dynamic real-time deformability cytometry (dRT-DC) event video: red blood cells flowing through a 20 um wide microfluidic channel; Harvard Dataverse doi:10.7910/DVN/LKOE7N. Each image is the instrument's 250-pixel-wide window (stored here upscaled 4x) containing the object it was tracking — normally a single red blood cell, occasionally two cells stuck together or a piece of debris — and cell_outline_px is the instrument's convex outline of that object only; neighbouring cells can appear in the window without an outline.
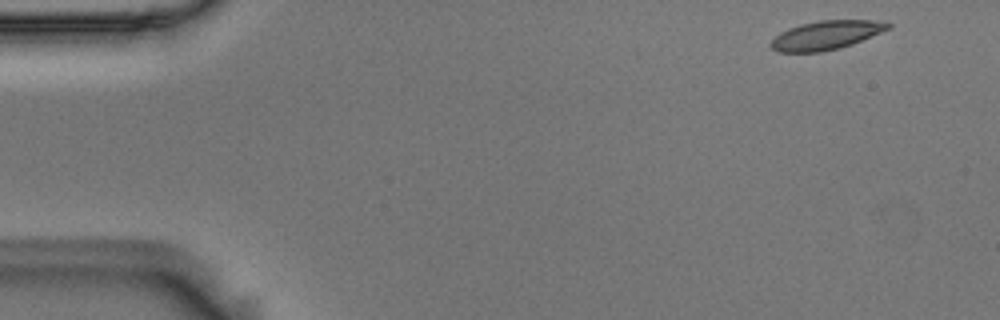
{"species": "Egyptian fruit bat (a non-hibernating species)", "species_latin": "Rousettus aegyptiacus", "temperature_condition": "room temperature", "stored_images_in_passage": 53, "camera_frame_rate_fps": 3000, "um_per_image_px": 0.085, "animal": {"sex": "male"}, "frame": {"image": 1, "passage_image": 2, "time_ms": 0.333, "image_size_px": [1000, 320], "cell_outline_px": [[892, 28], [852, 44], [840, 48], [820, 52], [776, 52], [768, 44], [780, 32], [788, 28], [800, 24], [820, 20], [876, 20], [892, 24]], "centroid_in_image_um": [70.22, 2.99], "position_along_channel_um": 14.8, "area_um2": 19.83}}
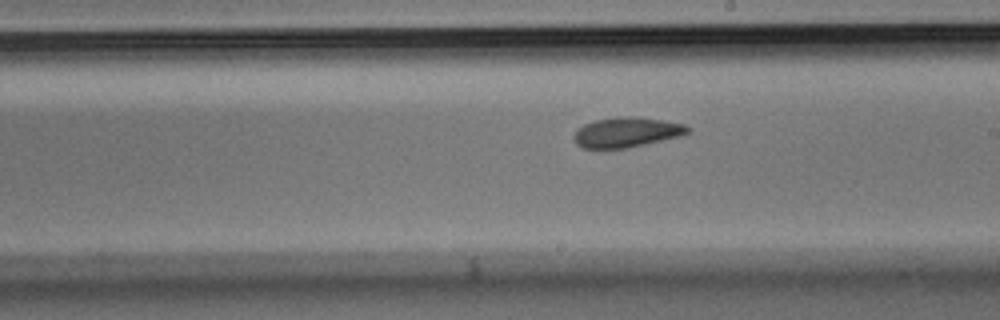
{"frame": {"image": 2, "passage_image": 29, "time_ms": 9.333, "image_size_px": [1000, 320], "cell_outline_px": [[692, 132], [680, 136], [628, 148], [584, 148], [576, 144], [572, 136], [576, 128], [584, 124], [596, 120], [616, 116], [632, 116], [664, 120], [684, 124], [692, 128]], "centroid_in_image_um": [53.27, 11.23], "position_along_channel_um": 235.7, "area_um2": 20.17}}
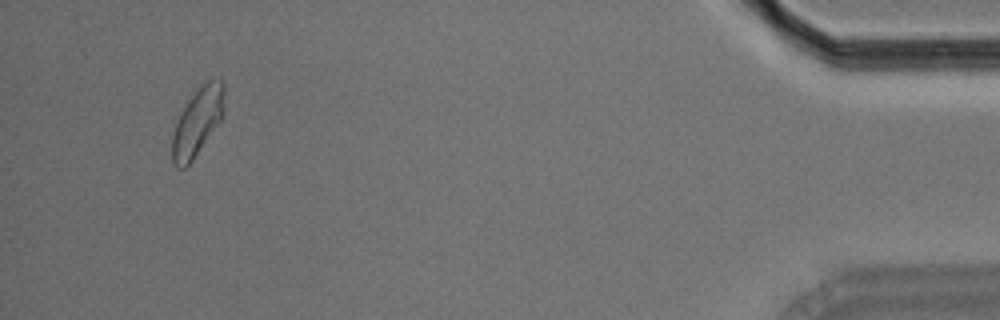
{"frame": {"image": 3, "passage_image": 50, "time_ms": 16.333, "image_size_px": [1000, 320], "cell_outline_px": [[224, 112], [220, 120], [192, 160], [184, 168], [180, 168], [172, 160], [172, 136], [176, 124], [188, 100], [196, 88], [200, 84], [212, 76], [220, 76], [224, 84]], "centroid_in_image_um": [16.82, 10.23], "position_along_channel_um": 418.4, "area_um2": 20.46}, "authors_computed_cell_mechanics": {"area_um2": 20.0566, "velocity_mm_per_s": 3.6461, "shape_relaxation_time_tau1_ms": 5.3897, "shape_relaxation_time_tau2_ms": 3.2638, "deformation_change_tau1": 0.1257, "deformation_change_tau2": 0.0852}}